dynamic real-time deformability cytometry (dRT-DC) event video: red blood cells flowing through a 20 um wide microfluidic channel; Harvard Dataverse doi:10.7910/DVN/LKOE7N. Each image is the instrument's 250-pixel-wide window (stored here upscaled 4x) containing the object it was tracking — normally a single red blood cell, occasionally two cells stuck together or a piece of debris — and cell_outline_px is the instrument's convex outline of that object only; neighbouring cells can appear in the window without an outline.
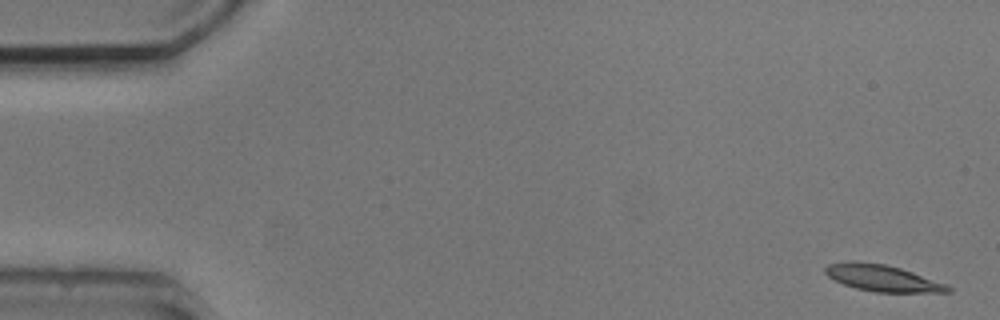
{"species": "common noctule bat (a hibernating species)", "species_latin": "Nyctalus noctula", "temperature_condition": "cold", "stored_images_in_passage": 5, "camera_frame_rate_fps": 3000, "um_per_image_px": 0.085, "animal": {"sex": "male", "body_mass_g": 20.5, "forearm_length_mm": 52.5}, "frame": {"image": 1, "passage_image": 1, "time_ms": 0.0, "image_size_px": [1000, 320], "cell_outline_px": [[952, 292], [876, 292], [856, 288], [844, 284], [828, 276], [824, 272], [824, 268], [828, 264], [848, 260], [856, 260], [884, 264], [900, 268], [948, 284], [952, 288]], "centroid_in_image_um": [75.0, 23.62], "position_along_channel_um": 10.0, "area_um2": 19.02}}
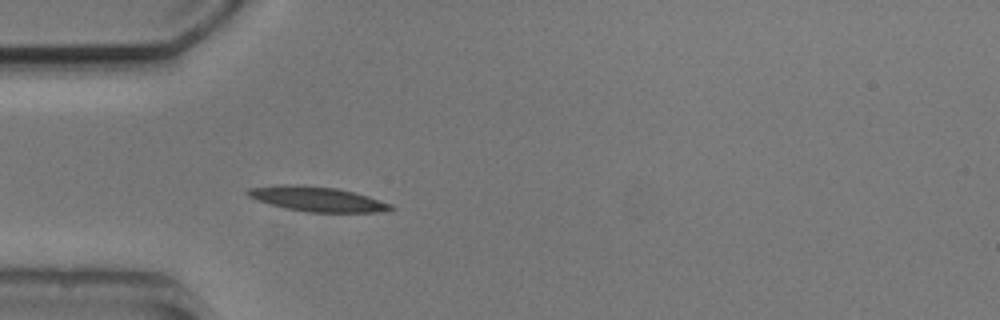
{"frame": {"image": 2, "passage_image": 5, "time_ms": 4.667, "image_size_px": [1000, 320], "cell_outline_px": [[396, 208], [376, 212], [308, 212], [284, 208], [268, 204], [256, 200], [248, 196], [244, 192], [248, 188], [280, 184], [284, 184], [336, 188], [368, 196], [392, 204]], "centroid_in_image_um": [26.9, 16.92], "position_along_channel_um": 58.1, "area_um2": 20.58}}